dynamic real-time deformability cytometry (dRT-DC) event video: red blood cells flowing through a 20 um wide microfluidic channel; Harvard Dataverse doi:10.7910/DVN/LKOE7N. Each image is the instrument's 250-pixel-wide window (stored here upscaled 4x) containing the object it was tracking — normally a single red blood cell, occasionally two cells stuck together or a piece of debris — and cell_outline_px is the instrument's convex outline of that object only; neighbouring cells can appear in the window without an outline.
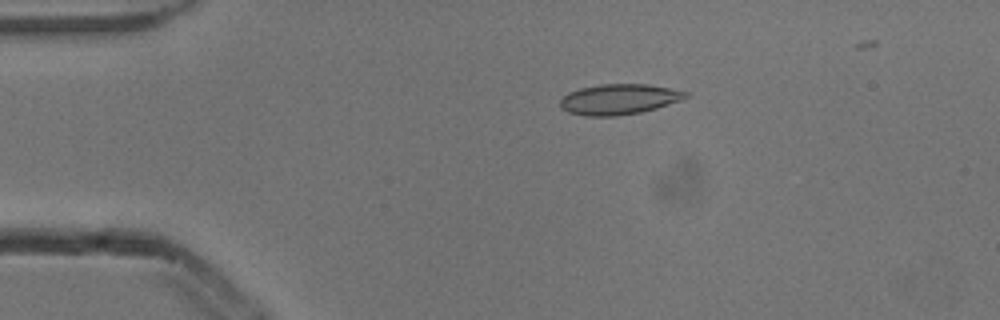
{"species": "common noctule bat (a hibernating species)", "species_latin": "Nyctalus noctula", "temperature_condition": "cold", "stored_images_in_passage": 4, "camera_frame_rate_fps": 3000, "um_per_image_px": 0.085, "animal": {"sex": "male", "body_mass_g": 13.3}, "frame": {"image": 1, "passage_image": 3, "time_ms": 0.667, "image_size_px": [1000, 320], "cell_outline_px": [[688, 96], [680, 100], [656, 108], [640, 112], [616, 116], [584, 116], [568, 112], [560, 108], [560, 100], [568, 92], [580, 88], [600, 84], [648, 84], [688, 92]], "centroid_in_image_um": [52.57, 8.44], "position_along_channel_um": 32.4, "area_um2": 22.2}}